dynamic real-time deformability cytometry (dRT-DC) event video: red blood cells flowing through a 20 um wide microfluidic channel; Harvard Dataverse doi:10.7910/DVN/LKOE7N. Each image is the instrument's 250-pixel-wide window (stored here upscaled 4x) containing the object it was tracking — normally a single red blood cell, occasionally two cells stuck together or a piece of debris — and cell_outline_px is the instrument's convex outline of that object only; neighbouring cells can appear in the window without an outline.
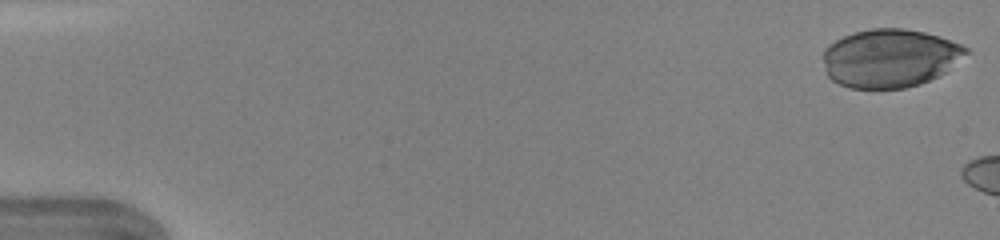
{"species": "human", "species_latin": "Homo sapiens", "temperature_condition": "warm", "stored_images_in_passage": 6, "camera_frame_rate_fps": 3000, "um_per_image_px": 0.085, "donor": {"sex": "female"}, "frame": {"image": 1, "passage_image": 1, "time_ms": 0.0, "image_size_px": [1000, 240], "cell_outline_px": [[968, 52], [944, 72], [920, 84], [904, 88], [852, 88], [840, 84], [832, 80], [828, 76], [824, 60], [824, 48], [828, 44], [844, 36], [856, 32], [872, 28], [904, 28], [924, 32], [940, 36], [960, 44], [968, 48]], "centroid_in_image_um": [75.62, 4.93], "position_along_channel_um": 9.4, "area_um2": 48.15}}